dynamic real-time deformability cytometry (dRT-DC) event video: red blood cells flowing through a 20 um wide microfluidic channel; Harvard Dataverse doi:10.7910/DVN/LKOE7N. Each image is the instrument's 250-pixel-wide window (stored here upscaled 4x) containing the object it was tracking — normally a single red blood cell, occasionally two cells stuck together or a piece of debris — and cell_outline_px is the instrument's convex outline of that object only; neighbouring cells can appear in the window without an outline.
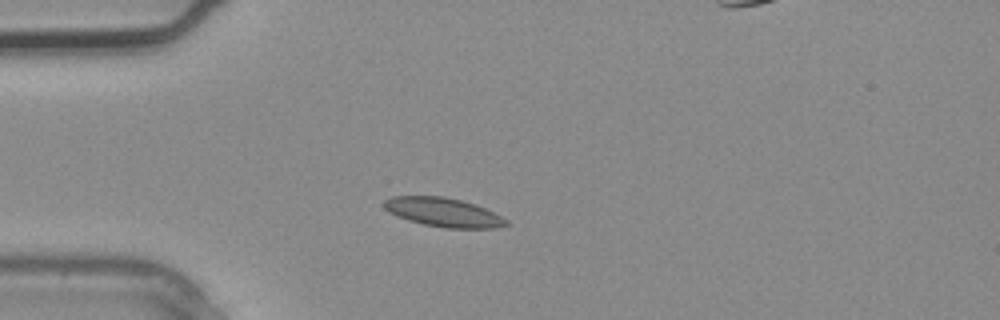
{"species": "common noctule bat (a hibernating species)", "species_latin": "Nyctalus noctula", "temperature_condition": "warm", "stored_images_in_passage": 4, "camera_frame_rate_fps": 3000, "um_per_image_px": 0.085, "animal": {"sex": "male", "body_mass_g": 20.4}, "frame": {"image": 1, "passage_image": 3, "time_ms": 0.667, "image_size_px": [1000, 320], "cell_outline_px": [[508, 224], [496, 228], [444, 228], [424, 224], [408, 220], [396, 216], [388, 212], [384, 208], [384, 200], [392, 196], [444, 196], [476, 204], [508, 220]], "centroid_in_image_um": [37.66, 18.04], "position_along_channel_um": 47.3, "area_um2": 20.58}}